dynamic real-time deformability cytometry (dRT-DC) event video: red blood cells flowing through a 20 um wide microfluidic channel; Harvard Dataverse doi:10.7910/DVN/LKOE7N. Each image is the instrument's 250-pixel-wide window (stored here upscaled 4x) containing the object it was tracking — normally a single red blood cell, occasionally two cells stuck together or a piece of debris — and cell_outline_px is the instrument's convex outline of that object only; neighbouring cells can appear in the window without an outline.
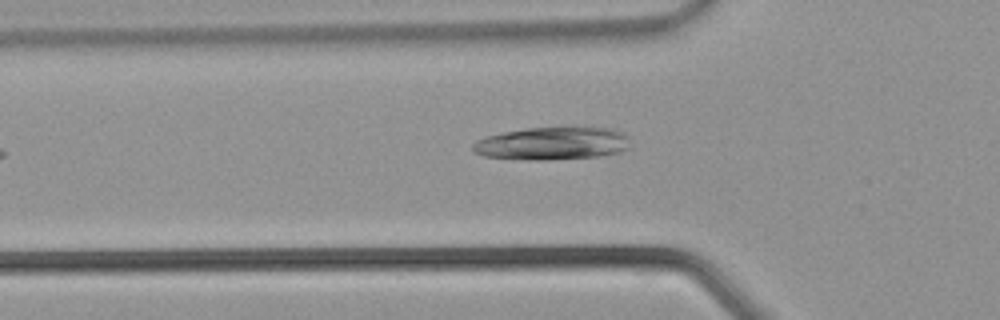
{"species": "common noctule bat (a hibernating species)", "species_latin": "Nyctalus noctula", "temperature_condition": "warm", "stored_images_in_passage": 23, "camera_frame_rate_fps": 3000, "um_per_image_px": 0.085, "animal": {"sex": "male", "body_mass_g": 21.5, "forearm_length_mm": 52.0}, "frame": {"image": 1, "passage_image": 3, "time_ms": 0.667, "image_size_px": [1000, 320], "cell_outline_px": [[628, 148], [620, 152], [600, 156], [548, 160], [532, 160], [484, 156], [472, 152], [472, 144], [476, 140], [484, 136], [504, 132], [528, 128], [616, 128], [624, 132], [628, 136]], "centroid_in_image_um": [46.93, 12.2], "position_along_channel_um": 78.9, "area_um2": 30.17}}
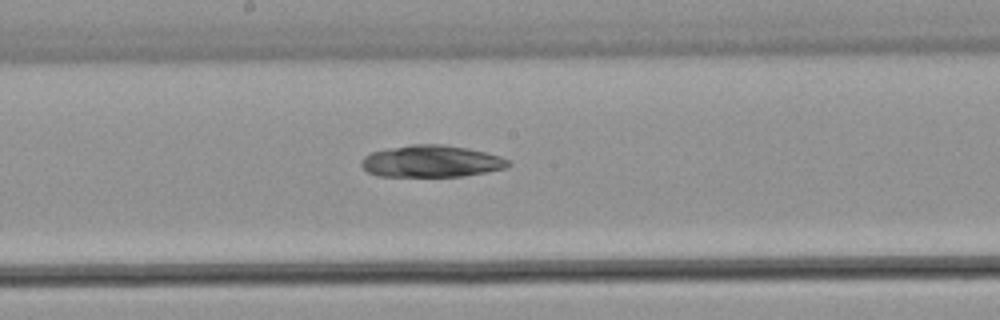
{"frame": {"image": 2, "passage_image": 10, "time_ms": 3.0, "image_size_px": [1000, 320], "cell_outline_px": [[512, 164], [504, 168], [464, 176], [376, 176], [368, 172], [360, 164], [360, 160], [364, 156], [372, 152], [388, 148], [412, 144], [444, 144], [468, 148], [500, 156], [508, 160]], "centroid_in_image_um": [36.63, 13.7], "position_along_channel_um": 211.6, "area_um2": 27.28}}
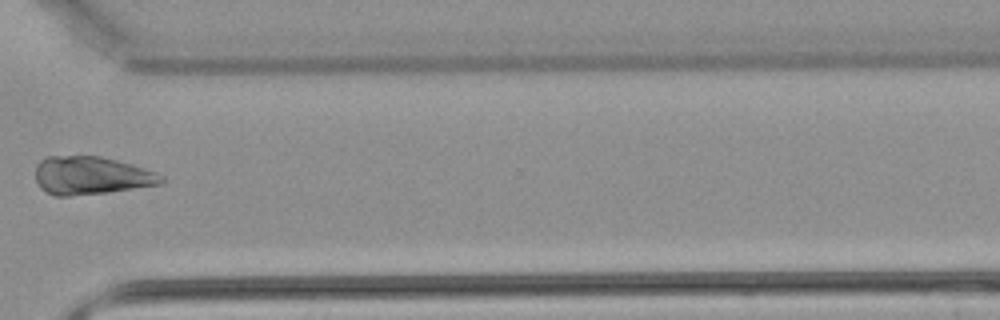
{"frame": {"image": 3, "passage_image": 18, "time_ms": 5.667, "image_size_px": [1000, 320], "cell_outline_px": [[164, 180], [160, 184], [104, 192], [68, 196], [56, 196], [40, 188], [36, 180], [36, 164], [40, 160], [48, 156], [100, 156], [132, 164], [156, 172], [164, 176]], "centroid_in_image_um": [7.73, 14.91], "position_along_channel_um": 362.9, "area_um2": 27.69}}